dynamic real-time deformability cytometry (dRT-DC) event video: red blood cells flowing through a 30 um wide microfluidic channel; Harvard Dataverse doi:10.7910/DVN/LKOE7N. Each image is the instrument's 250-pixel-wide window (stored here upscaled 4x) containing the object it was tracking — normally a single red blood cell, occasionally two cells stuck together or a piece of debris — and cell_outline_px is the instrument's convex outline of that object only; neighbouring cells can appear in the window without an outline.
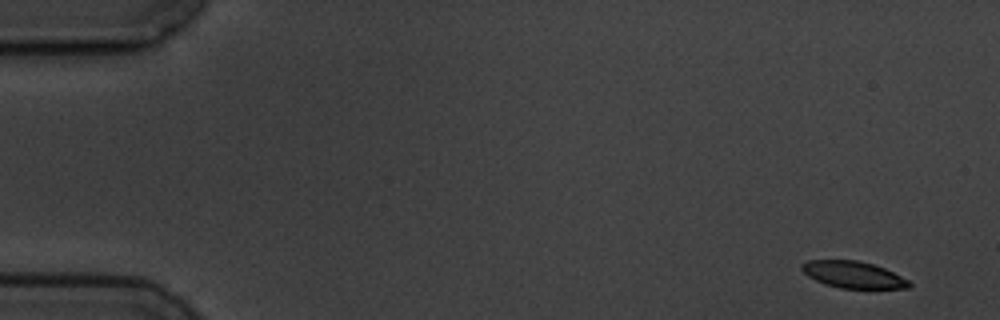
{"species": "common noctule bat (a hibernating species)", "species_latin": "Nyctalus noctula", "temperature_condition": "cold", "stored_images_in_passage": 5, "camera_frame_rate_fps": 3000, "um_per_image_px": 0.085, "animal": {"sex": "male", "body_mass_g": 19.5, "forearm_length_mm": 54.6}, "frame": {"image": 1, "passage_image": 1, "time_ms": 0.0, "image_size_px": [1000, 320], "cell_outline_px": [[912, 284], [908, 288], [840, 288], [824, 284], [808, 276], [800, 268], [800, 264], [808, 260], [860, 260], [884, 268], [908, 280]], "centroid_in_image_um": [72.49, 23.34], "position_along_channel_um": 12.5, "area_um2": 16.65}}
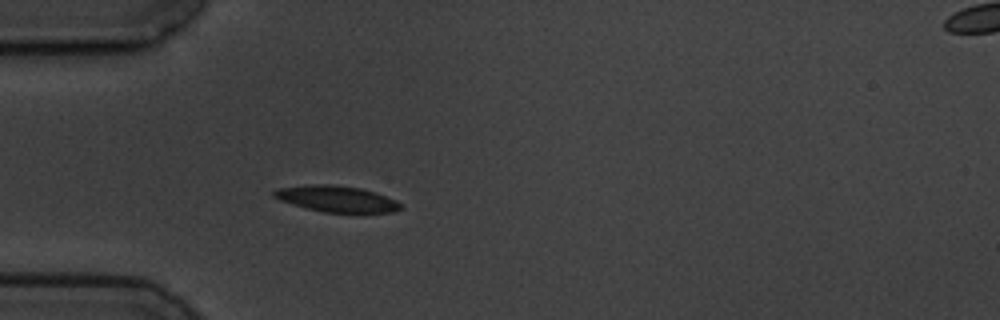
{"frame": {"image": 2, "passage_image": 5, "time_ms": 4.667, "image_size_px": [1000, 320], "cell_outline_px": [[404, 208], [396, 212], [324, 212], [292, 204], [280, 200], [272, 196], [272, 192], [276, 188], [312, 184], [332, 184], [360, 188], [376, 192], [396, 200]], "centroid_in_image_um": [28.62, 16.89], "position_along_channel_um": 56.4, "area_um2": 19.31}}